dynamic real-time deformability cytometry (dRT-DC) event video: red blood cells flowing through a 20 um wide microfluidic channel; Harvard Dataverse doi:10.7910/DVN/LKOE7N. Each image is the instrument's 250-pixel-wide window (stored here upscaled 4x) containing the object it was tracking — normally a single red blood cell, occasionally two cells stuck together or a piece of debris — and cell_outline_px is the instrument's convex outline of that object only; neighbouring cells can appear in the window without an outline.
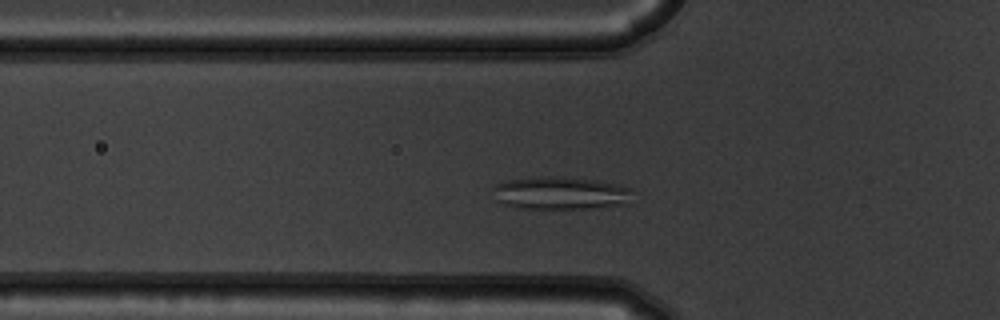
{"species": "common noctule bat (a hibernating species)", "species_latin": "Nyctalus noctula", "temperature_condition": "warm", "stored_images_in_passage": 46, "camera_frame_rate_fps": 3000, "um_per_image_px": 0.085, "animal": {"sex": "male", "body_mass_g": 19.5, "forearm_length_mm": 54.6}, "frame": {"image": 1, "passage_image": 10, "time_ms": 3.0, "image_size_px": [1000, 320], "cell_outline_px": [[632, 204], [588, 208], [516, 208], [504, 204], [496, 200], [492, 188], [496, 184], [504, 180], [540, 176], [564, 176], [596, 180], [616, 184], [632, 188]], "centroid_in_image_um": [47.67, 16.4], "position_along_channel_um": 78.1, "area_um2": 27.17}}
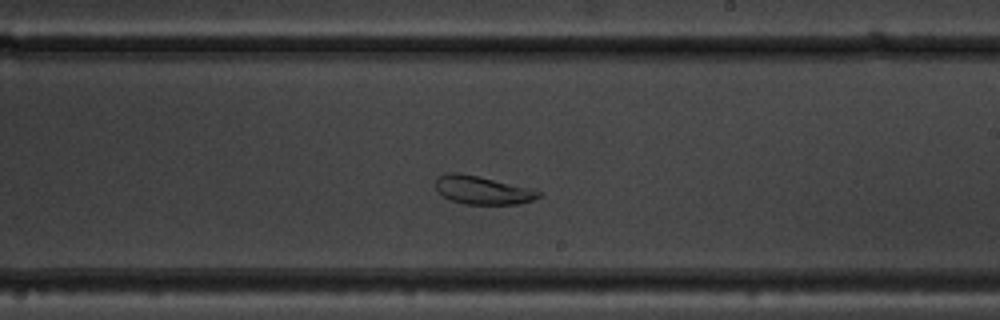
{"frame": {"image": 2, "passage_image": 24, "time_ms": 7.667, "image_size_px": [1000, 320], "cell_outline_px": [[544, 192], [540, 196], [532, 200], [520, 204], [464, 204], [452, 200], [444, 196], [436, 188], [436, 180], [444, 172], [456, 172], [536, 188]], "centroid_in_image_um": [41.09, 16.16], "position_along_channel_um": 247.9, "area_um2": 17.05}}
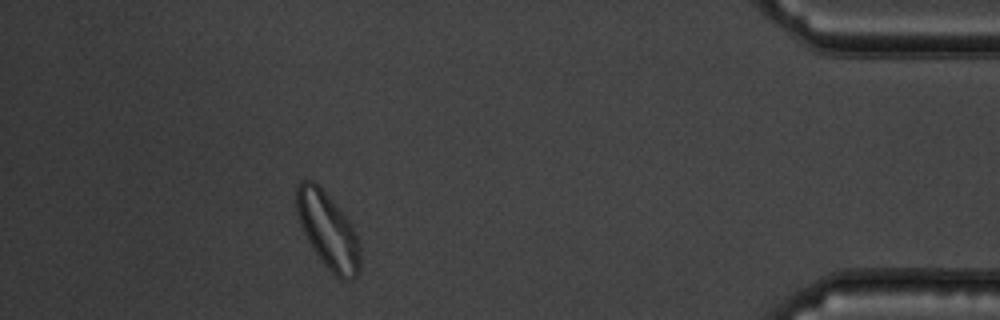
{"frame": {"image": 3, "passage_image": 41, "time_ms": 13.333, "image_size_px": [1000, 320], "cell_outline_px": [[360, 272], [352, 280], [340, 280], [324, 264], [316, 252], [304, 232], [296, 212], [296, 184], [300, 180], [312, 180], [324, 192], [352, 224], [356, 232], [360, 244]], "centroid_in_image_um": [27.9, 19.62], "position_along_channel_um": 407.3, "area_um2": 27.86}}